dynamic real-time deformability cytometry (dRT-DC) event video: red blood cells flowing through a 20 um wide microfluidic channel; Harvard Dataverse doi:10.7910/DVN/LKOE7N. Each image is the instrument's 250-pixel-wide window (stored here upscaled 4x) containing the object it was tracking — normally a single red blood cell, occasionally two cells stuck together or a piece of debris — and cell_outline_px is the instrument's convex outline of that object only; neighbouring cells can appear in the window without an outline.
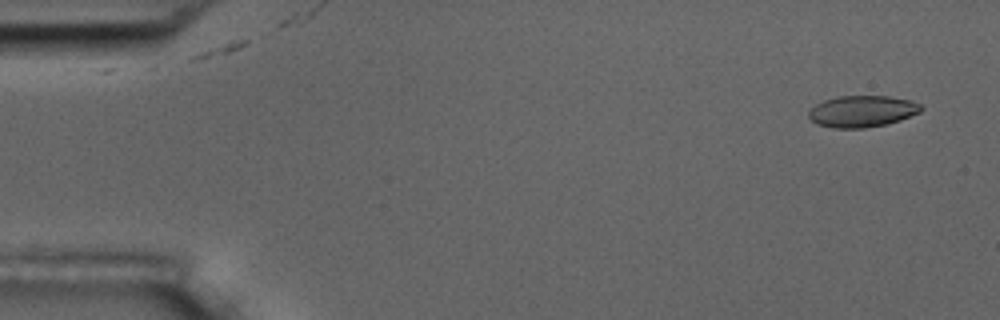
{"species": "common noctule bat (a hibernating species)", "species_latin": "Nyctalus noctula", "temperature_condition": "room temperature", "stored_images_in_passage": 56, "camera_frame_rate_fps": 3000, "um_per_image_px": 0.085, "animal": {"sex": "male", "body_mass_g": 17.5, "forearm_length_mm": 52.3}, "frame": {"image": 1, "passage_image": 3, "time_ms": 0.667, "image_size_px": [1000, 320], "cell_outline_px": [[924, 108], [920, 112], [900, 120], [884, 124], [864, 128], [832, 128], [816, 124], [808, 116], [808, 112], [816, 104], [824, 100], [840, 96], [888, 96], [912, 100], [920, 104]], "centroid_in_image_um": [73.29, 9.46], "position_along_channel_um": 11.7, "area_um2": 20.63}}
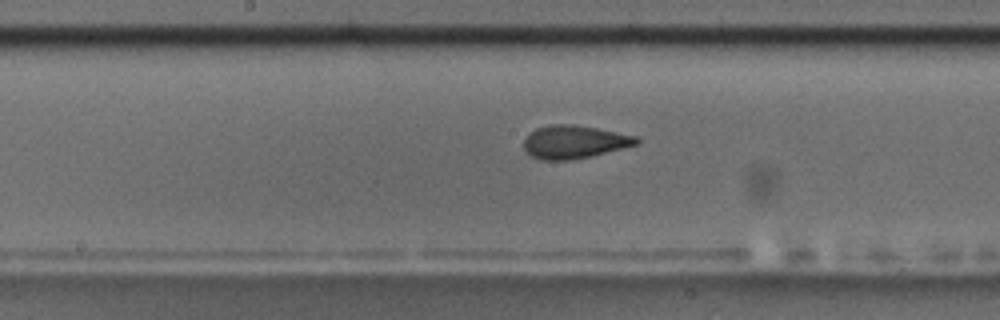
{"frame": {"image": 2, "passage_image": 29, "time_ms": 9.333, "image_size_px": [1000, 320], "cell_outline_px": [[640, 140], [636, 144], [588, 156], [568, 160], [540, 160], [532, 156], [524, 148], [524, 140], [528, 132], [536, 128], [548, 124], [572, 124], [596, 128], [636, 136]], "centroid_in_image_um": [48.73, 12.04], "position_along_channel_um": 199.5, "area_um2": 21.39}}
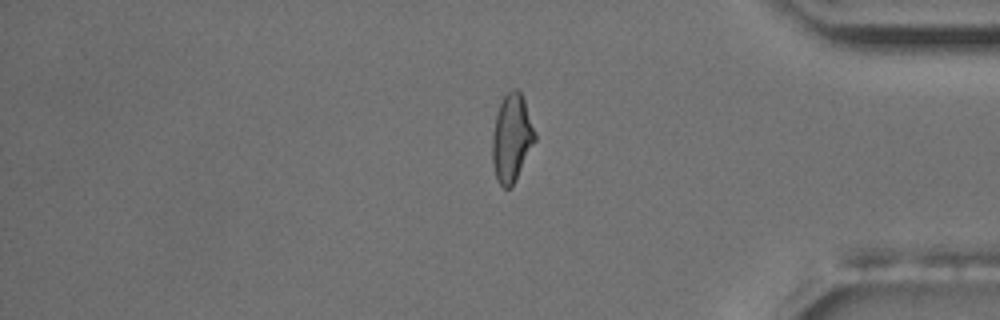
{"frame": {"image": 3, "passage_image": 47, "time_ms": 15.333, "image_size_px": [1000, 320], "cell_outline_px": [[536, 140], [512, 188], [504, 188], [500, 184], [496, 176], [492, 164], [492, 136], [496, 116], [500, 104], [504, 96], [512, 88], [516, 88], [524, 96], [536, 132]], "centroid_in_image_um": [43.51, 11.72], "position_along_channel_um": 391.7, "area_um2": 22.02}, "authors_computed_cell_mechanics": {"area_um2": 21.4438, "velocity_mm_per_s": 3.5882, "shape_relaxation_time_tau1_ms": 6.0313, "shape_relaxation_time_tau2_ms": 1.4329, "deformation_change_tau1": 0.1726, "deformation_change_tau2": 0.0708}}